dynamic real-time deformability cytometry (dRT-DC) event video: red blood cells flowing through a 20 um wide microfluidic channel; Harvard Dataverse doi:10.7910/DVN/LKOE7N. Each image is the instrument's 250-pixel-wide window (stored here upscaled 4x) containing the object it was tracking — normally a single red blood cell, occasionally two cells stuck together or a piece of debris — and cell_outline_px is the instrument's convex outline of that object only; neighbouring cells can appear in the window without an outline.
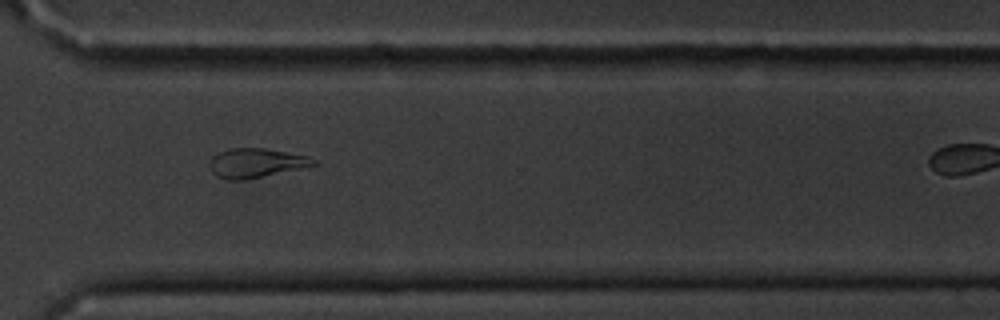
{"species": "common noctule bat (a hibernating species)", "species_latin": "Nyctalus noctula", "temperature_condition": "cold", "stored_images_in_passage": 9, "camera_frame_rate_fps": 3000, "um_per_image_px": 0.085, "animal": {"sex": "male", "body_mass_g": 20.1, "forearm_length_mm": 53.5}, "frame": {"image": 1, "passage_image": 8, "time_ms": 8.0, "image_size_px": [1000, 320], "cell_outline_px": [[316, 164], [308, 168], [244, 180], [228, 180], [216, 176], [212, 172], [212, 156], [228, 148], [264, 148], [308, 156], [316, 160]], "centroid_in_image_um": [21.82, 13.86], "position_along_channel_um": 348.8, "area_um2": 17.8}}